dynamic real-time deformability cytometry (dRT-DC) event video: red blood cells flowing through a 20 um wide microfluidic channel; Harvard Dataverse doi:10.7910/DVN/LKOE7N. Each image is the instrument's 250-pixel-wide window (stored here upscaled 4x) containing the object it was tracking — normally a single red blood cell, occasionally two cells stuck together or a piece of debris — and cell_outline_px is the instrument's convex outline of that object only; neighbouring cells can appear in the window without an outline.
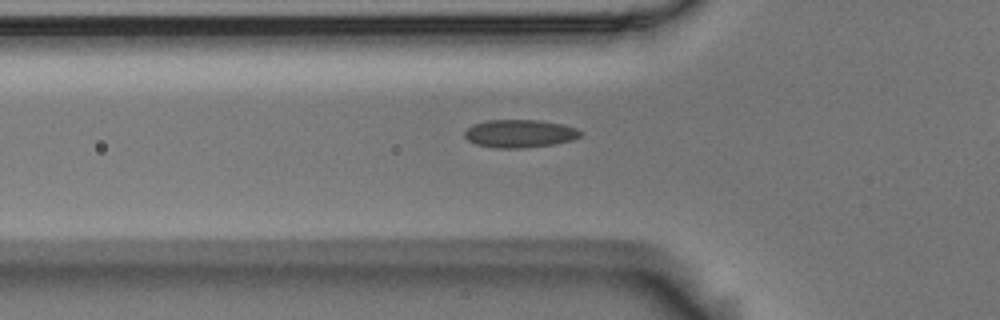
{"species": "Egyptian fruit bat (a non-hibernating species)", "species_latin": "Rousettus aegyptiacus", "temperature_condition": "room temperature", "stored_images_in_passage": 37, "camera_frame_rate_fps": 3000, "um_per_image_px": 0.085, "animal": {"sex": "male"}, "frame": {"image": 1, "passage_image": 7, "time_ms": 2.0, "image_size_px": [1000, 320], "cell_outline_px": [[584, 132], [580, 136], [572, 140], [552, 144], [524, 148], [496, 148], [476, 144], [468, 140], [464, 136], [464, 132], [468, 128], [476, 124], [488, 120], [536, 120], [560, 124], [576, 128]], "centroid_in_image_um": [44.18, 11.36], "position_along_channel_um": 81.6, "area_um2": 18.67}}
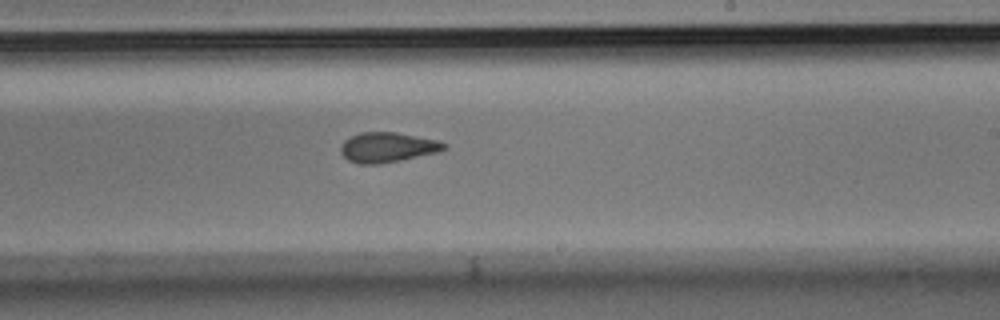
{"frame": {"image": 2, "passage_image": 21, "time_ms": 6.667, "image_size_px": [1000, 320], "cell_outline_px": [[448, 148], [436, 152], [400, 160], [380, 164], [360, 164], [348, 160], [340, 152], [340, 144], [344, 140], [360, 132], [396, 132], [440, 140], [448, 144]], "centroid_in_image_um": [32.94, 12.51], "position_along_channel_um": 256.1, "area_um2": 18.15}}
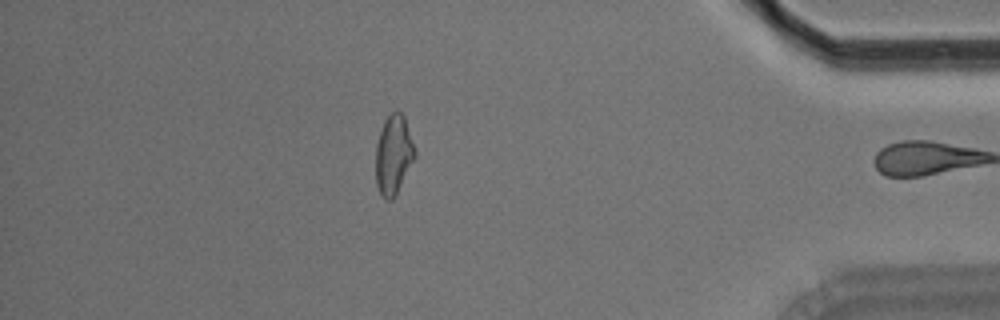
{"frame": {"image": 3, "passage_image": 36, "time_ms": 11.667, "image_size_px": [1000, 320], "cell_outline_px": [[416, 156], [392, 200], [388, 200], [380, 196], [376, 184], [376, 144], [384, 120], [396, 108], [404, 116], [416, 152]], "centroid_in_image_um": [33.44, 13.14], "position_along_channel_um": 401.8, "area_um2": 17.98}, "authors_computed_cell_mechanics": {"area_um2": 18.207, "velocity_mm_per_s": 3.7228, "shape_relaxation_time_tau1_ms": null, "shape_relaxation_time_tau2_ms": 2.2278, "deformation_change_tau1": null, "deformation_change_tau2": 0.072}}